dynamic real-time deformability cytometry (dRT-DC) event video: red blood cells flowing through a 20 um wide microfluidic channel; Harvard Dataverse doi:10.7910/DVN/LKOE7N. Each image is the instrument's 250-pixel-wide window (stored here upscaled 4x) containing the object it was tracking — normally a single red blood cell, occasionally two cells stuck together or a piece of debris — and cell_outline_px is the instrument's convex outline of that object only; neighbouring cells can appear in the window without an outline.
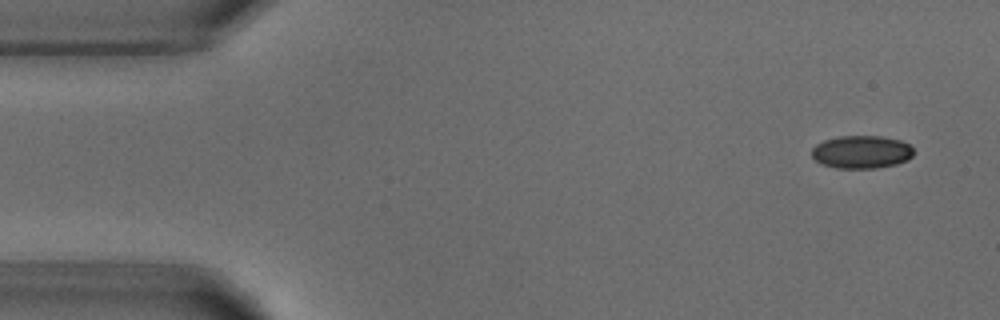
{"species": "common noctule bat (a hibernating species)", "species_latin": "Nyctalus noctula", "temperature_condition": "warm", "stored_images_in_passage": 5, "camera_frame_rate_fps": 3000, "um_per_image_px": 0.085, "animal": {"sex": "male", "body_mass_g": 18.8}, "frame": {"image": 1, "passage_image": 1, "time_ms": 0.0, "image_size_px": [1000, 320], "cell_outline_px": [[912, 156], [908, 160], [896, 164], [876, 168], [836, 168], [824, 164], [816, 160], [812, 156], [812, 148], [816, 144], [824, 140], [840, 136], [880, 136], [900, 140], [908, 144], [912, 148]], "centroid_in_image_um": [73.23, 12.91], "position_along_channel_um": 11.8, "area_um2": 19.42}}
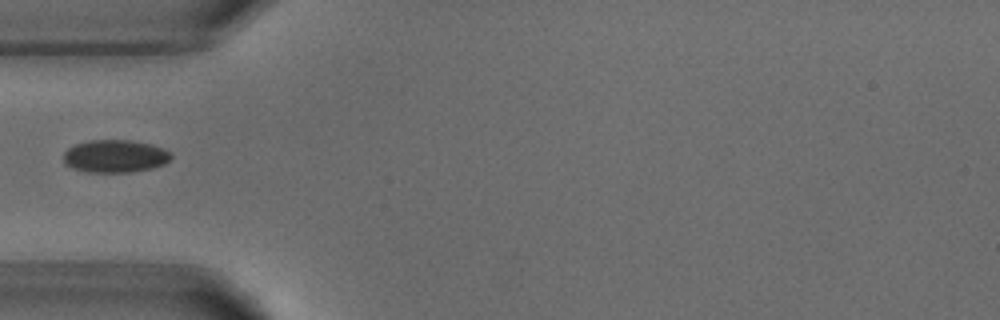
{"frame": {"image": 2, "passage_image": 4, "time_ms": 4.333, "image_size_px": [1000, 320], "cell_outline_px": [[172, 156], [164, 164], [152, 168], [128, 172], [88, 172], [72, 168], [64, 164], [64, 152], [68, 148], [76, 144], [92, 140], [128, 140], [152, 144], [164, 148], [172, 152]], "centroid_in_image_um": [9.79, 13.27], "position_along_channel_um": 75.2, "area_um2": 20.52}}